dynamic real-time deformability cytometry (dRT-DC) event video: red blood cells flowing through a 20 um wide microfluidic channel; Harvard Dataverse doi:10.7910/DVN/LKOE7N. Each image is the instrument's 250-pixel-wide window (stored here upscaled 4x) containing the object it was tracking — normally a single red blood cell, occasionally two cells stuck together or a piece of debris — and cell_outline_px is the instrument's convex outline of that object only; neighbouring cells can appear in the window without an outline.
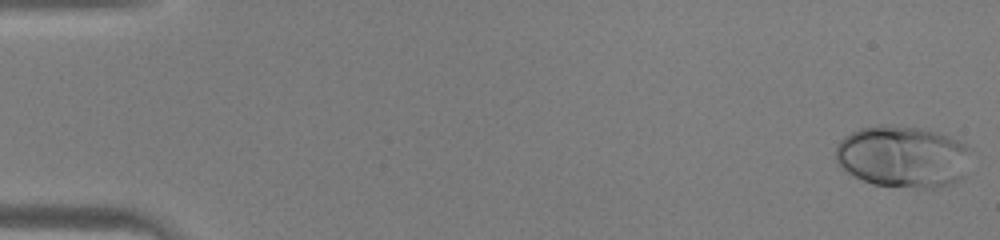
{"species": "human", "species_latin": "Homo sapiens", "temperature_condition": "warm", "stored_images_in_passage": 45, "camera_frame_rate_fps": 3000, "um_per_image_px": 0.085, "donor": {"sex": "male"}, "frame": {"image": 1, "passage_image": 1, "time_ms": 0.0, "image_size_px": [1000, 240], "cell_outline_px": [[972, 148], [964, 176], [952, 184], [936, 188], [920, 188], [872, 184], [848, 172], [836, 160], [836, 144], [844, 136], [860, 128], [876, 124], [888, 124], [920, 128], [936, 132], [948, 136]], "centroid_in_image_um": [76.76, 13.3], "position_along_channel_um": 8.2, "area_um2": 48.9}}
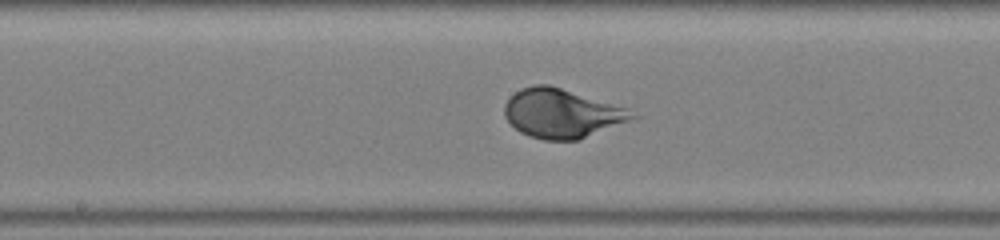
{"frame": {"image": 2, "passage_image": 24, "time_ms": 7.667, "image_size_px": [1000, 240], "cell_outline_px": [[640, 116], [580, 140], [544, 140], [528, 136], [520, 132], [504, 116], [504, 104], [520, 88], [532, 84], [548, 84], [628, 108]], "centroid_in_image_um": [47.76, 9.64], "position_along_channel_um": 200.4, "area_um2": 36.47}}
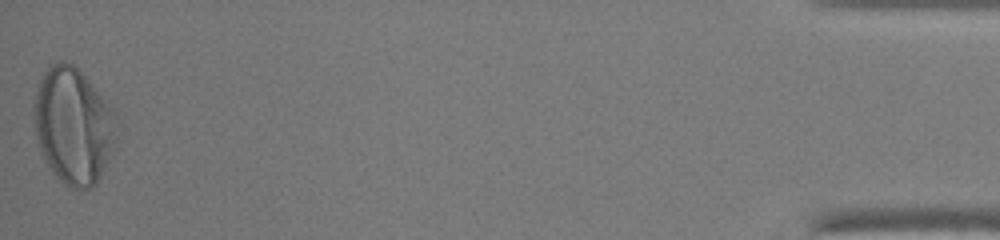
{"frame": {"image": 3, "passage_image": 45, "time_ms": 14.667, "image_size_px": [1000, 240], "cell_outline_px": [[120, 124], [116, 144], [96, 184], [92, 188], [72, 188], [64, 184], [56, 176], [48, 164], [40, 148], [36, 136], [32, 112], [36, 92], [40, 80], [44, 72], [52, 64], [72, 64], [88, 80], [112, 108]], "centroid_in_image_um": [6.26, 10.73], "position_along_channel_um": 428.9, "area_um2": 55.66}}